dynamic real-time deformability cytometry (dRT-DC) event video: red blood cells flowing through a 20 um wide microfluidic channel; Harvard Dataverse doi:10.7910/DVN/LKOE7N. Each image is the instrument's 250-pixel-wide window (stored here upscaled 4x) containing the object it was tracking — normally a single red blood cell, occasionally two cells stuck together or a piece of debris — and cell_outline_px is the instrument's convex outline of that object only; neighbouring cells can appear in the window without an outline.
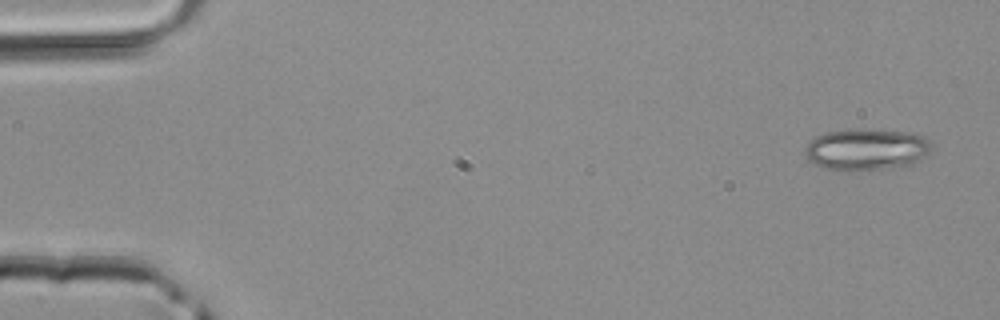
{"species": "common noctule bat (a hibernating species)", "species_latin": "Nyctalus noctula", "temperature_condition": "room temperature", "stored_images_in_passage": 5, "camera_frame_rate_fps": 3000, "um_per_image_px": 0.085, "animal": {"sex": "male", "body_mass_g": 20.4}, "frame": {"image": 1, "passage_image": 1, "time_ms": 0.0, "image_size_px": [1000, 320], "cell_outline_px": [[932, 148], [920, 160], [912, 164], [884, 168], [848, 172], [828, 168], [816, 164], [808, 160], [808, 144], [816, 136], [824, 132], [856, 128], [872, 128], [904, 132], [924, 136], [932, 144]], "centroid_in_image_um": [73.68, 12.68], "position_along_channel_um": 11.3, "area_um2": 30.63}}
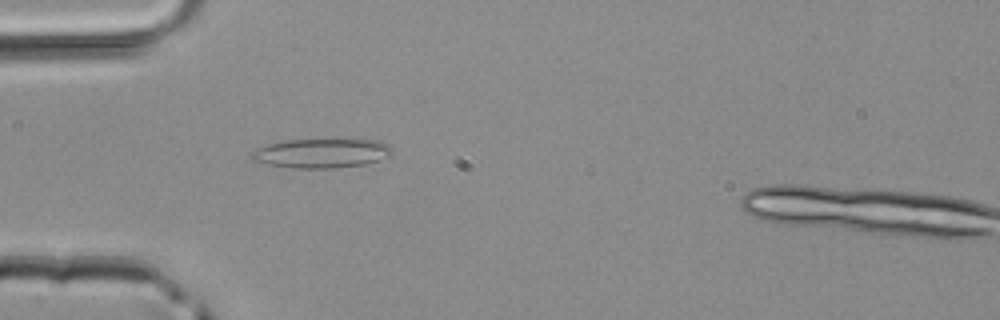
{"frame": {"image": 2, "passage_image": 4, "time_ms": 1.0, "image_size_px": [1000, 320], "cell_outline_px": [[392, 156], [380, 160], [364, 164], [336, 168], [292, 168], [268, 164], [252, 160], [248, 156], [256, 148], [268, 144], [284, 140], [336, 136], [380, 140], [388, 144], [392, 148]], "centroid_in_image_um": [27.39, 12.96], "position_along_channel_um": 57.6, "area_um2": 25.49}}